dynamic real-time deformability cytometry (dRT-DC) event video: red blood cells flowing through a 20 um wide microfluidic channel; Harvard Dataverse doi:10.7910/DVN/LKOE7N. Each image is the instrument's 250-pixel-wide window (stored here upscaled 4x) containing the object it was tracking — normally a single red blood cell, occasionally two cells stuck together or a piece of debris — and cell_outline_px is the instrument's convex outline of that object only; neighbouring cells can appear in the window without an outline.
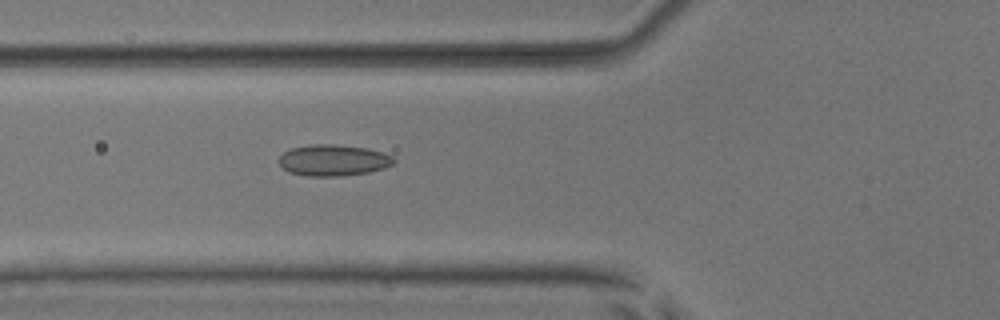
{"species": "common noctule bat (a hibernating species)", "species_latin": "Nyctalus noctula", "temperature_condition": "room temperature", "stored_images_in_passage": 3, "camera_frame_rate_fps": 3000, "um_per_image_px": 0.085, "animal": {"sex": "male", "body_mass_g": 17.9, "forearm_length_mm": 54.2}, "frame": {"image": 1, "passage_image": 3, "time_ms": 2.0, "image_size_px": [1000, 320], "cell_outline_px": [[396, 160], [392, 164], [384, 168], [368, 172], [340, 176], [308, 176], [288, 172], [280, 164], [280, 156], [284, 152], [292, 148], [312, 144], [336, 144], [368, 148], [392, 156]], "centroid_in_image_um": [28.33, 13.62], "position_along_channel_um": 97.5, "area_um2": 20.81}}